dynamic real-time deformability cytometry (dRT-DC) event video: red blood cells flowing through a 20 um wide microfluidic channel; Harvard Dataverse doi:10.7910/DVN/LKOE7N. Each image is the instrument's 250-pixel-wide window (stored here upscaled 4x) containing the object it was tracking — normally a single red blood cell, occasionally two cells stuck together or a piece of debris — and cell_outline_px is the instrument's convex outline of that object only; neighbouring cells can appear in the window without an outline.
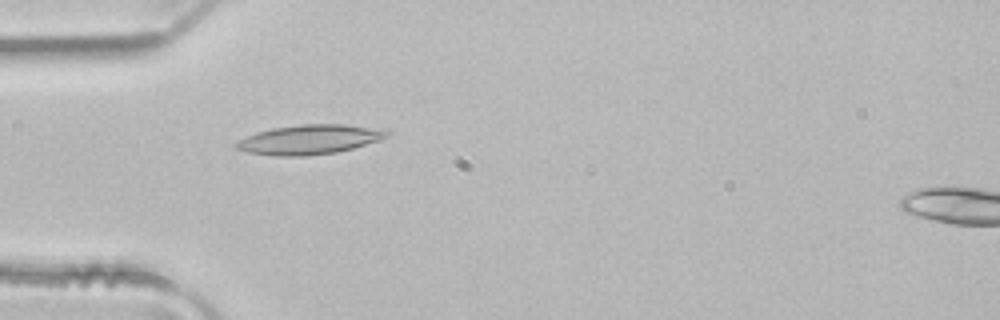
{"species": "common noctule bat (a hibernating species)", "species_latin": "Nyctalus noctula", "temperature_condition": "room temperature", "stored_images_in_passage": 2, "segment_of_instrument_passage": [1, 2], "camera_frame_rate_fps": 3000, "um_per_image_px": 0.085, "animal": {"sex": "male", "body_mass_g": 21.5, "forearm_length_mm": 52.0}, "frame": {"image": 1, "passage_image": 1, "time_ms": 0.0, "image_size_px": [1000, 320], "cell_outline_px": [[388, 136], [380, 140], [352, 148], [336, 152], [304, 156], [276, 156], [248, 152], [236, 148], [232, 144], [256, 132], [272, 128], [300, 124], [344, 124], [368, 128], [388, 132]], "centroid_in_image_um": [26.22, 11.86], "position_along_channel_um": 58.8, "area_um2": 25.49}}